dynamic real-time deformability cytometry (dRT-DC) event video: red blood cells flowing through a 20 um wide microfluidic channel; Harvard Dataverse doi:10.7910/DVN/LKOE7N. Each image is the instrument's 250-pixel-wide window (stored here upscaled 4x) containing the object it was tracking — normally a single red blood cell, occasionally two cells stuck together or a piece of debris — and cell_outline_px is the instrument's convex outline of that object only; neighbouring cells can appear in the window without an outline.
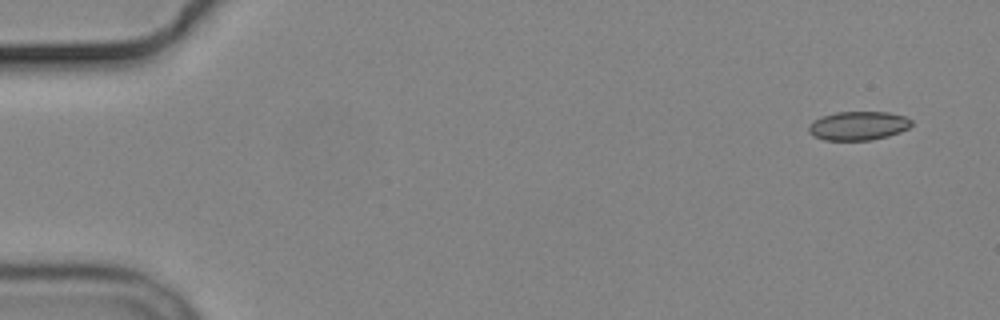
{"species": "common noctule bat (a hibernating species)", "species_latin": "Nyctalus noctula", "temperature_condition": "cold", "stored_images_in_passage": 5, "camera_frame_rate_fps": 3000, "um_per_image_px": 0.085, "animal": {"sex": "male", "body_mass_g": 19.2, "forearm_length_mm": 51.8}, "frame": {"image": 1, "passage_image": 2, "time_ms": 1.0, "image_size_px": [1000, 320], "cell_outline_px": [[912, 124], [908, 128], [900, 132], [888, 136], [872, 140], [824, 140], [812, 136], [808, 132], [808, 128], [812, 120], [820, 116], [836, 112], [888, 112], [904, 116], [912, 120]], "centroid_in_image_um": [72.92, 10.69], "position_along_channel_um": 12.1, "area_um2": 17.46}}